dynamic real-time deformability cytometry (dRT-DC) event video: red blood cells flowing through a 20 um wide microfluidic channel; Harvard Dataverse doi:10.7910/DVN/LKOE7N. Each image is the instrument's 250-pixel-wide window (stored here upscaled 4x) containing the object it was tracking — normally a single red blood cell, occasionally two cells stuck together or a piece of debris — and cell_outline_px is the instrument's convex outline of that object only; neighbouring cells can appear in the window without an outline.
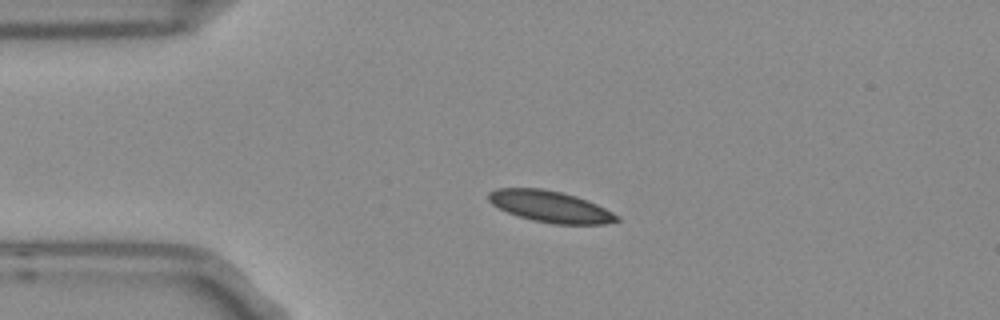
{"species": "Egyptian fruit bat (a non-hibernating species)", "species_latin": "Rousettus aegyptiacus", "temperature_condition": "room temperature", "stored_images_in_passage": 4, "camera_frame_rate_fps": 3000, "um_per_image_px": 0.085, "frame": {"image": 1, "passage_image": 2, "time_ms": 0.333, "image_size_px": [1000, 320], "cell_outline_px": [[620, 220], [604, 224], [552, 224], [532, 220], [508, 212], [492, 204], [488, 200], [488, 192], [496, 188], [540, 188], [560, 192], [576, 196], [596, 204], [620, 216]], "centroid_in_image_um": [46.77, 17.56], "position_along_channel_um": 38.2, "area_um2": 23.29}}
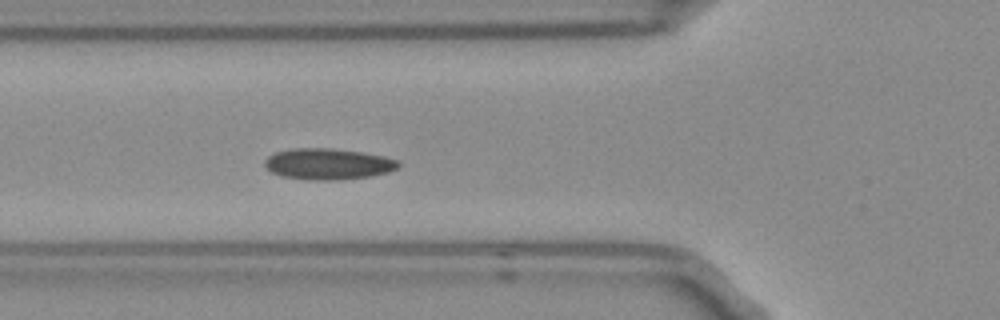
{"frame": {"image": 2, "passage_image": 4, "time_ms": 1.0, "image_size_px": [1000, 320], "cell_outline_px": [[400, 164], [396, 168], [388, 172], [372, 176], [336, 180], [308, 180], [280, 176], [272, 172], [264, 164], [264, 160], [268, 156], [276, 152], [292, 148], [332, 148], [360, 152], [384, 156], [400, 160]], "centroid_in_image_um": [27.88, 13.94], "position_along_channel_um": 97.9, "area_um2": 24.33}}